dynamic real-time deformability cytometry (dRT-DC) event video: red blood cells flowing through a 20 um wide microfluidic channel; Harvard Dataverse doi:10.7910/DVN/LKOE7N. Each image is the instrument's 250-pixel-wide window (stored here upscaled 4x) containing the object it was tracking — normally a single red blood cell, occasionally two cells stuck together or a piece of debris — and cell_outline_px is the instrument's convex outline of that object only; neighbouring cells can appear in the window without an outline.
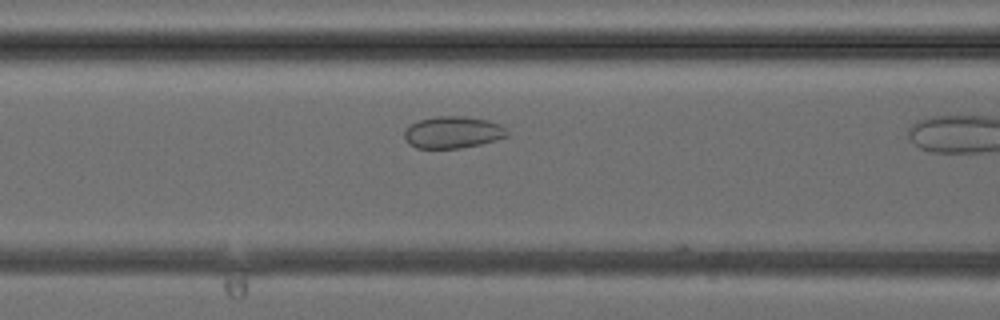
{"species": "common noctule bat (a hibernating species)", "species_latin": "Nyctalus noctula", "temperature_condition": "cold", "stored_images_in_passage": 6, "camera_frame_rate_fps": 3000, "um_per_image_px": 0.085, "animal": {"sex": "female", "body_mass_g": 24.6, "forearm_length_mm": 56.2}, "frame": {"image": 1, "passage_image": 5, "time_ms": 1.333, "image_size_px": [1000, 320], "cell_outline_px": [[508, 136], [496, 140], [480, 144], [460, 148], [416, 148], [408, 144], [404, 140], [404, 128], [420, 120], [436, 116], [464, 116], [488, 120], [500, 124], [508, 132]], "centroid_in_image_um": [38.46, 11.25], "position_along_channel_um": 128.1, "area_um2": 19.19}}